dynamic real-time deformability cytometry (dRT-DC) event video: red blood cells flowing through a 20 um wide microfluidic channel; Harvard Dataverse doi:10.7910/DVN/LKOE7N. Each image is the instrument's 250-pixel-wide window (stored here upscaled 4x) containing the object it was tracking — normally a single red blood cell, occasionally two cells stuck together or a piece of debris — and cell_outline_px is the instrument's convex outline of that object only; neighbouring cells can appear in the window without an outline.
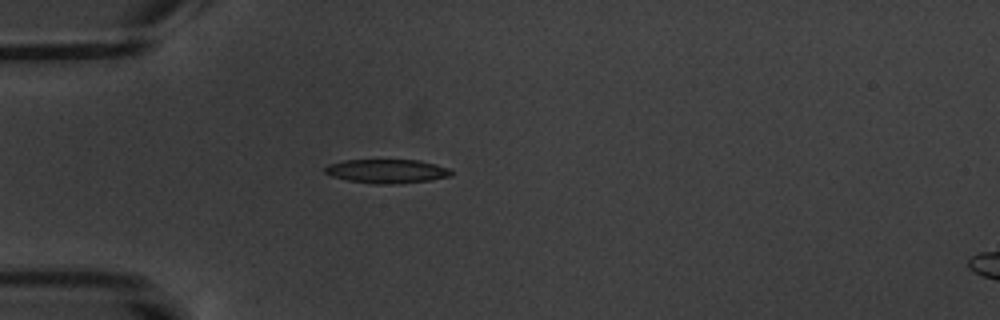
{"species": "common noctule bat (a hibernating species)", "species_latin": "Nyctalus noctula", "temperature_condition": "warm", "stored_images_in_passage": 4, "camera_frame_rate_fps": 3000, "um_per_image_px": 0.085, "animal": {"sex": "male", "body_mass_g": 20.1, "forearm_length_mm": 53.5}, "frame": {"image": 1, "passage_image": 3, "time_ms": 3.333, "image_size_px": [1000, 320], "cell_outline_px": [[452, 176], [432, 180], [396, 184], [372, 184], [348, 180], [332, 176], [324, 172], [324, 168], [328, 164], [344, 160], [420, 160], [436, 164], [448, 168], [452, 172]], "centroid_in_image_um": [32.9, 14.55], "position_along_channel_um": 52.1, "area_um2": 17.74}}